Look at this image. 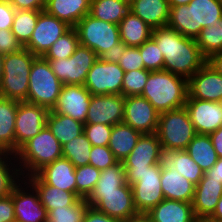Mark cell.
I'll list each match as a JSON object with an SVG mask.
<instances>
[{
  "mask_svg": "<svg viewBox=\"0 0 222 222\" xmlns=\"http://www.w3.org/2000/svg\"><path fill=\"white\" fill-rule=\"evenodd\" d=\"M151 38L164 57V70L170 73L188 80L207 62L196 39L184 37L167 25L153 29Z\"/></svg>",
  "mask_w": 222,
  "mask_h": 222,
  "instance_id": "6da1fadb",
  "label": "cell"
},
{
  "mask_svg": "<svg viewBox=\"0 0 222 222\" xmlns=\"http://www.w3.org/2000/svg\"><path fill=\"white\" fill-rule=\"evenodd\" d=\"M160 113L185 107L188 80L166 70L151 71L140 95Z\"/></svg>",
  "mask_w": 222,
  "mask_h": 222,
  "instance_id": "7a4b0ae2",
  "label": "cell"
},
{
  "mask_svg": "<svg viewBox=\"0 0 222 222\" xmlns=\"http://www.w3.org/2000/svg\"><path fill=\"white\" fill-rule=\"evenodd\" d=\"M222 17V4L218 0H192L188 5L170 7L167 26L184 37L196 39L203 28Z\"/></svg>",
  "mask_w": 222,
  "mask_h": 222,
  "instance_id": "3957f363",
  "label": "cell"
},
{
  "mask_svg": "<svg viewBox=\"0 0 222 222\" xmlns=\"http://www.w3.org/2000/svg\"><path fill=\"white\" fill-rule=\"evenodd\" d=\"M22 178L36 174L45 165L63 157L62 145L46 126L15 153Z\"/></svg>",
  "mask_w": 222,
  "mask_h": 222,
  "instance_id": "277c9868",
  "label": "cell"
},
{
  "mask_svg": "<svg viewBox=\"0 0 222 222\" xmlns=\"http://www.w3.org/2000/svg\"><path fill=\"white\" fill-rule=\"evenodd\" d=\"M37 57L25 47L4 56V71L0 82V96L20 102L28 96L30 69Z\"/></svg>",
  "mask_w": 222,
  "mask_h": 222,
  "instance_id": "5b68a950",
  "label": "cell"
},
{
  "mask_svg": "<svg viewBox=\"0 0 222 222\" xmlns=\"http://www.w3.org/2000/svg\"><path fill=\"white\" fill-rule=\"evenodd\" d=\"M156 134L162 150H185L196 135L185 107L159 114Z\"/></svg>",
  "mask_w": 222,
  "mask_h": 222,
  "instance_id": "8992f818",
  "label": "cell"
},
{
  "mask_svg": "<svg viewBox=\"0 0 222 222\" xmlns=\"http://www.w3.org/2000/svg\"><path fill=\"white\" fill-rule=\"evenodd\" d=\"M63 83L53 73L43 57H37L31 66L28 96L25 102L42 106L49 111L55 106Z\"/></svg>",
  "mask_w": 222,
  "mask_h": 222,
  "instance_id": "52a82bcc",
  "label": "cell"
},
{
  "mask_svg": "<svg viewBox=\"0 0 222 222\" xmlns=\"http://www.w3.org/2000/svg\"><path fill=\"white\" fill-rule=\"evenodd\" d=\"M160 180L161 164L150 166L144 173H126V182L132 188L133 202L138 213H148L165 199Z\"/></svg>",
  "mask_w": 222,
  "mask_h": 222,
  "instance_id": "ba28073f",
  "label": "cell"
},
{
  "mask_svg": "<svg viewBox=\"0 0 222 222\" xmlns=\"http://www.w3.org/2000/svg\"><path fill=\"white\" fill-rule=\"evenodd\" d=\"M74 28L79 44L93 50L98 57L121 42L117 24L96 19L90 14L84 16Z\"/></svg>",
  "mask_w": 222,
  "mask_h": 222,
  "instance_id": "9c48e42d",
  "label": "cell"
},
{
  "mask_svg": "<svg viewBox=\"0 0 222 222\" xmlns=\"http://www.w3.org/2000/svg\"><path fill=\"white\" fill-rule=\"evenodd\" d=\"M98 58L93 50L79 44L69 58L47 61L63 85H84L89 70Z\"/></svg>",
  "mask_w": 222,
  "mask_h": 222,
  "instance_id": "30bf717a",
  "label": "cell"
},
{
  "mask_svg": "<svg viewBox=\"0 0 222 222\" xmlns=\"http://www.w3.org/2000/svg\"><path fill=\"white\" fill-rule=\"evenodd\" d=\"M85 200L88 206L122 222L138 213L133 202L132 188L128 183L117 191L91 192Z\"/></svg>",
  "mask_w": 222,
  "mask_h": 222,
  "instance_id": "8fae6325",
  "label": "cell"
},
{
  "mask_svg": "<svg viewBox=\"0 0 222 222\" xmlns=\"http://www.w3.org/2000/svg\"><path fill=\"white\" fill-rule=\"evenodd\" d=\"M124 71L117 63L98 60L87 74L84 86L92 95H122Z\"/></svg>",
  "mask_w": 222,
  "mask_h": 222,
  "instance_id": "7c38bea8",
  "label": "cell"
},
{
  "mask_svg": "<svg viewBox=\"0 0 222 222\" xmlns=\"http://www.w3.org/2000/svg\"><path fill=\"white\" fill-rule=\"evenodd\" d=\"M14 204L15 222H47L48 212L41 204L36 189L22 178L10 194Z\"/></svg>",
  "mask_w": 222,
  "mask_h": 222,
  "instance_id": "4fadbf2b",
  "label": "cell"
},
{
  "mask_svg": "<svg viewBox=\"0 0 222 222\" xmlns=\"http://www.w3.org/2000/svg\"><path fill=\"white\" fill-rule=\"evenodd\" d=\"M49 110L45 107L27 103H18L15 118V153L29 139L46 127Z\"/></svg>",
  "mask_w": 222,
  "mask_h": 222,
  "instance_id": "5bb4252c",
  "label": "cell"
},
{
  "mask_svg": "<svg viewBox=\"0 0 222 222\" xmlns=\"http://www.w3.org/2000/svg\"><path fill=\"white\" fill-rule=\"evenodd\" d=\"M71 27L57 17L42 11L29 42L24 46L36 57H43L48 49Z\"/></svg>",
  "mask_w": 222,
  "mask_h": 222,
  "instance_id": "9a60e30c",
  "label": "cell"
},
{
  "mask_svg": "<svg viewBox=\"0 0 222 222\" xmlns=\"http://www.w3.org/2000/svg\"><path fill=\"white\" fill-rule=\"evenodd\" d=\"M163 150L156 133L142 134L132 152L122 161L126 173H144L162 164Z\"/></svg>",
  "mask_w": 222,
  "mask_h": 222,
  "instance_id": "2e32d148",
  "label": "cell"
},
{
  "mask_svg": "<svg viewBox=\"0 0 222 222\" xmlns=\"http://www.w3.org/2000/svg\"><path fill=\"white\" fill-rule=\"evenodd\" d=\"M159 112L142 96L125 97L123 123L130 125L142 134L156 133Z\"/></svg>",
  "mask_w": 222,
  "mask_h": 222,
  "instance_id": "e0dca14e",
  "label": "cell"
},
{
  "mask_svg": "<svg viewBox=\"0 0 222 222\" xmlns=\"http://www.w3.org/2000/svg\"><path fill=\"white\" fill-rule=\"evenodd\" d=\"M124 110L123 95H92L85 124L114 126L123 122Z\"/></svg>",
  "mask_w": 222,
  "mask_h": 222,
  "instance_id": "ac0fdd59",
  "label": "cell"
},
{
  "mask_svg": "<svg viewBox=\"0 0 222 222\" xmlns=\"http://www.w3.org/2000/svg\"><path fill=\"white\" fill-rule=\"evenodd\" d=\"M196 134L209 135L222 126L220 102L193 99L189 95L185 103Z\"/></svg>",
  "mask_w": 222,
  "mask_h": 222,
  "instance_id": "d6986e66",
  "label": "cell"
},
{
  "mask_svg": "<svg viewBox=\"0 0 222 222\" xmlns=\"http://www.w3.org/2000/svg\"><path fill=\"white\" fill-rule=\"evenodd\" d=\"M92 94L84 85H63L52 112L86 123Z\"/></svg>",
  "mask_w": 222,
  "mask_h": 222,
  "instance_id": "ffe728a7",
  "label": "cell"
},
{
  "mask_svg": "<svg viewBox=\"0 0 222 222\" xmlns=\"http://www.w3.org/2000/svg\"><path fill=\"white\" fill-rule=\"evenodd\" d=\"M188 95L211 102L222 100V76L206 62L188 79Z\"/></svg>",
  "mask_w": 222,
  "mask_h": 222,
  "instance_id": "44dd1931",
  "label": "cell"
},
{
  "mask_svg": "<svg viewBox=\"0 0 222 222\" xmlns=\"http://www.w3.org/2000/svg\"><path fill=\"white\" fill-rule=\"evenodd\" d=\"M161 188L165 199L192 203L196 185L168 165L161 164Z\"/></svg>",
  "mask_w": 222,
  "mask_h": 222,
  "instance_id": "7402d4cb",
  "label": "cell"
},
{
  "mask_svg": "<svg viewBox=\"0 0 222 222\" xmlns=\"http://www.w3.org/2000/svg\"><path fill=\"white\" fill-rule=\"evenodd\" d=\"M76 167L66 158L45 165L36 174L50 186L76 194Z\"/></svg>",
  "mask_w": 222,
  "mask_h": 222,
  "instance_id": "603a6c76",
  "label": "cell"
},
{
  "mask_svg": "<svg viewBox=\"0 0 222 222\" xmlns=\"http://www.w3.org/2000/svg\"><path fill=\"white\" fill-rule=\"evenodd\" d=\"M222 196V181L212 179L205 173L195 187L192 207L195 216L212 215Z\"/></svg>",
  "mask_w": 222,
  "mask_h": 222,
  "instance_id": "cb8c5ba5",
  "label": "cell"
},
{
  "mask_svg": "<svg viewBox=\"0 0 222 222\" xmlns=\"http://www.w3.org/2000/svg\"><path fill=\"white\" fill-rule=\"evenodd\" d=\"M37 191L41 204L49 212L74 205L80 198L73 192L47 185L37 174L25 178Z\"/></svg>",
  "mask_w": 222,
  "mask_h": 222,
  "instance_id": "d4e9b609",
  "label": "cell"
},
{
  "mask_svg": "<svg viewBox=\"0 0 222 222\" xmlns=\"http://www.w3.org/2000/svg\"><path fill=\"white\" fill-rule=\"evenodd\" d=\"M91 0H46L44 11L71 28L90 13Z\"/></svg>",
  "mask_w": 222,
  "mask_h": 222,
  "instance_id": "484cf974",
  "label": "cell"
},
{
  "mask_svg": "<svg viewBox=\"0 0 222 222\" xmlns=\"http://www.w3.org/2000/svg\"><path fill=\"white\" fill-rule=\"evenodd\" d=\"M153 222H194L192 203L164 199L147 213Z\"/></svg>",
  "mask_w": 222,
  "mask_h": 222,
  "instance_id": "4316f807",
  "label": "cell"
},
{
  "mask_svg": "<svg viewBox=\"0 0 222 222\" xmlns=\"http://www.w3.org/2000/svg\"><path fill=\"white\" fill-rule=\"evenodd\" d=\"M130 11L156 29L167 25L170 6L168 0H135Z\"/></svg>",
  "mask_w": 222,
  "mask_h": 222,
  "instance_id": "83f0119b",
  "label": "cell"
},
{
  "mask_svg": "<svg viewBox=\"0 0 222 222\" xmlns=\"http://www.w3.org/2000/svg\"><path fill=\"white\" fill-rule=\"evenodd\" d=\"M20 101L0 96V150L15 154V118Z\"/></svg>",
  "mask_w": 222,
  "mask_h": 222,
  "instance_id": "f1b7e54d",
  "label": "cell"
},
{
  "mask_svg": "<svg viewBox=\"0 0 222 222\" xmlns=\"http://www.w3.org/2000/svg\"><path fill=\"white\" fill-rule=\"evenodd\" d=\"M142 133L125 123L112 127L108 147L119 162H122L134 149Z\"/></svg>",
  "mask_w": 222,
  "mask_h": 222,
  "instance_id": "f546056e",
  "label": "cell"
},
{
  "mask_svg": "<svg viewBox=\"0 0 222 222\" xmlns=\"http://www.w3.org/2000/svg\"><path fill=\"white\" fill-rule=\"evenodd\" d=\"M120 40L126 46L138 47L149 40L152 28L131 11L118 24Z\"/></svg>",
  "mask_w": 222,
  "mask_h": 222,
  "instance_id": "4dcf8cb0",
  "label": "cell"
},
{
  "mask_svg": "<svg viewBox=\"0 0 222 222\" xmlns=\"http://www.w3.org/2000/svg\"><path fill=\"white\" fill-rule=\"evenodd\" d=\"M162 165L175 168L193 184L197 185L203 178L204 172L185 150H163Z\"/></svg>",
  "mask_w": 222,
  "mask_h": 222,
  "instance_id": "1f68e13d",
  "label": "cell"
},
{
  "mask_svg": "<svg viewBox=\"0 0 222 222\" xmlns=\"http://www.w3.org/2000/svg\"><path fill=\"white\" fill-rule=\"evenodd\" d=\"M46 126L54 137L59 140L61 145L84 132V124L82 122L52 111L48 113Z\"/></svg>",
  "mask_w": 222,
  "mask_h": 222,
  "instance_id": "d6a6232c",
  "label": "cell"
},
{
  "mask_svg": "<svg viewBox=\"0 0 222 222\" xmlns=\"http://www.w3.org/2000/svg\"><path fill=\"white\" fill-rule=\"evenodd\" d=\"M185 151L200 166L204 173L210 170L218 160L209 135L196 134Z\"/></svg>",
  "mask_w": 222,
  "mask_h": 222,
  "instance_id": "836d02e7",
  "label": "cell"
},
{
  "mask_svg": "<svg viewBox=\"0 0 222 222\" xmlns=\"http://www.w3.org/2000/svg\"><path fill=\"white\" fill-rule=\"evenodd\" d=\"M130 12V6L121 0H91L90 15L105 22L119 24Z\"/></svg>",
  "mask_w": 222,
  "mask_h": 222,
  "instance_id": "e575fe53",
  "label": "cell"
},
{
  "mask_svg": "<svg viewBox=\"0 0 222 222\" xmlns=\"http://www.w3.org/2000/svg\"><path fill=\"white\" fill-rule=\"evenodd\" d=\"M21 179L15 154L0 150V198L10 195Z\"/></svg>",
  "mask_w": 222,
  "mask_h": 222,
  "instance_id": "d590c367",
  "label": "cell"
},
{
  "mask_svg": "<svg viewBox=\"0 0 222 222\" xmlns=\"http://www.w3.org/2000/svg\"><path fill=\"white\" fill-rule=\"evenodd\" d=\"M196 42L206 59L214 53L222 51V17L209 27L203 28L196 38Z\"/></svg>",
  "mask_w": 222,
  "mask_h": 222,
  "instance_id": "8d00e7d4",
  "label": "cell"
},
{
  "mask_svg": "<svg viewBox=\"0 0 222 222\" xmlns=\"http://www.w3.org/2000/svg\"><path fill=\"white\" fill-rule=\"evenodd\" d=\"M91 148L92 144L83 132L62 145L63 158L68 159L76 168L88 165Z\"/></svg>",
  "mask_w": 222,
  "mask_h": 222,
  "instance_id": "74e56055",
  "label": "cell"
},
{
  "mask_svg": "<svg viewBox=\"0 0 222 222\" xmlns=\"http://www.w3.org/2000/svg\"><path fill=\"white\" fill-rule=\"evenodd\" d=\"M41 12L16 10L11 31L23 47L29 42Z\"/></svg>",
  "mask_w": 222,
  "mask_h": 222,
  "instance_id": "f35d334b",
  "label": "cell"
},
{
  "mask_svg": "<svg viewBox=\"0 0 222 222\" xmlns=\"http://www.w3.org/2000/svg\"><path fill=\"white\" fill-rule=\"evenodd\" d=\"M79 45L78 34L75 28H70L48 49L43 58L45 60L66 59L74 54Z\"/></svg>",
  "mask_w": 222,
  "mask_h": 222,
  "instance_id": "ab89813d",
  "label": "cell"
},
{
  "mask_svg": "<svg viewBox=\"0 0 222 222\" xmlns=\"http://www.w3.org/2000/svg\"><path fill=\"white\" fill-rule=\"evenodd\" d=\"M126 170L122 162L102 170L92 192H110L126 184Z\"/></svg>",
  "mask_w": 222,
  "mask_h": 222,
  "instance_id": "60d3db41",
  "label": "cell"
},
{
  "mask_svg": "<svg viewBox=\"0 0 222 222\" xmlns=\"http://www.w3.org/2000/svg\"><path fill=\"white\" fill-rule=\"evenodd\" d=\"M101 171L92 165L80 166L75 169L76 195L86 199L100 177Z\"/></svg>",
  "mask_w": 222,
  "mask_h": 222,
  "instance_id": "b9f144b4",
  "label": "cell"
},
{
  "mask_svg": "<svg viewBox=\"0 0 222 222\" xmlns=\"http://www.w3.org/2000/svg\"><path fill=\"white\" fill-rule=\"evenodd\" d=\"M88 204L80 198L74 205L48 212L47 222H82Z\"/></svg>",
  "mask_w": 222,
  "mask_h": 222,
  "instance_id": "7bdbcfd3",
  "label": "cell"
},
{
  "mask_svg": "<svg viewBox=\"0 0 222 222\" xmlns=\"http://www.w3.org/2000/svg\"><path fill=\"white\" fill-rule=\"evenodd\" d=\"M150 72L146 69L124 72L122 95L124 97L141 95Z\"/></svg>",
  "mask_w": 222,
  "mask_h": 222,
  "instance_id": "ee69618b",
  "label": "cell"
},
{
  "mask_svg": "<svg viewBox=\"0 0 222 222\" xmlns=\"http://www.w3.org/2000/svg\"><path fill=\"white\" fill-rule=\"evenodd\" d=\"M143 58L144 68L148 71L164 70V57L156 42L150 38L138 46Z\"/></svg>",
  "mask_w": 222,
  "mask_h": 222,
  "instance_id": "f6af8a7d",
  "label": "cell"
},
{
  "mask_svg": "<svg viewBox=\"0 0 222 222\" xmlns=\"http://www.w3.org/2000/svg\"><path fill=\"white\" fill-rule=\"evenodd\" d=\"M118 162L108 146H92L89 155V165L102 171Z\"/></svg>",
  "mask_w": 222,
  "mask_h": 222,
  "instance_id": "bcb514c9",
  "label": "cell"
},
{
  "mask_svg": "<svg viewBox=\"0 0 222 222\" xmlns=\"http://www.w3.org/2000/svg\"><path fill=\"white\" fill-rule=\"evenodd\" d=\"M112 127L105 124H84V133L92 146H108Z\"/></svg>",
  "mask_w": 222,
  "mask_h": 222,
  "instance_id": "7dc6e473",
  "label": "cell"
},
{
  "mask_svg": "<svg viewBox=\"0 0 222 222\" xmlns=\"http://www.w3.org/2000/svg\"><path fill=\"white\" fill-rule=\"evenodd\" d=\"M118 64L124 72L145 69L139 48L133 46H127L120 57Z\"/></svg>",
  "mask_w": 222,
  "mask_h": 222,
  "instance_id": "c3c4849f",
  "label": "cell"
},
{
  "mask_svg": "<svg viewBox=\"0 0 222 222\" xmlns=\"http://www.w3.org/2000/svg\"><path fill=\"white\" fill-rule=\"evenodd\" d=\"M24 47L16 39L11 29H0V53L3 55L18 52Z\"/></svg>",
  "mask_w": 222,
  "mask_h": 222,
  "instance_id": "681fc988",
  "label": "cell"
},
{
  "mask_svg": "<svg viewBox=\"0 0 222 222\" xmlns=\"http://www.w3.org/2000/svg\"><path fill=\"white\" fill-rule=\"evenodd\" d=\"M16 10L8 0H0V29H11Z\"/></svg>",
  "mask_w": 222,
  "mask_h": 222,
  "instance_id": "f907efd6",
  "label": "cell"
},
{
  "mask_svg": "<svg viewBox=\"0 0 222 222\" xmlns=\"http://www.w3.org/2000/svg\"><path fill=\"white\" fill-rule=\"evenodd\" d=\"M0 222H15V211L12 196L0 198Z\"/></svg>",
  "mask_w": 222,
  "mask_h": 222,
  "instance_id": "816d5d0a",
  "label": "cell"
},
{
  "mask_svg": "<svg viewBox=\"0 0 222 222\" xmlns=\"http://www.w3.org/2000/svg\"><path fill=\"white\" fill-rule=\"evenodd\" d=\"M15 10L44 11L46 0H8Z\"/></svg>",
  "mask_w": 222,
  "mask_h": 222,
  "instance_id": "f5cc1de1",
  "label": "cell"
},
{
  "mask_svg": "<svg viewBox=\"0 0 222 222\" xmlns=\"http://www.w3.org/2000/svg\"><path fill=\"white\" fill-rule=\"evenodd\" d=\"M82 222H122L110 217L94 207L87 206Z\"/></svg>",
  "mask_w": 222,
  "mask_h": 222,
  "instance_id": "db71d44e",
  "label": "cell"
},
{
  "mask_svg": "<svg viewBox=\"0 0 222 222\" xmlns=\"http://www.w3.org/2000/svg\"><path fill=\"white\" fill-rule=\"evenodd\" d=\"M126 48L127 46L123 42H120L116 45H113V47H111L110 50H107L104 53H102L99 56V59L102 61L118 64L120 57L122 56Z\"/></svg>",
  "mask_w": 222,
  "mask_h": 222,
  "instance_id": "11a10c76",
  "label": "cell"
},
{
  "mask_svg": "<svg viewBox=\"0 0 222 222\" xmlns=\"http://www.w3.org/2000/svg\"><path fill=\"white\" fill-rule=\"evenodd\" d=\"M209 137L212 141L218 158H222V126L218 130L209 134Z\"/></svg>",
  "mask_w": 222,
  "mask_h": 222,
  "instance_id": "9f6ffc18",
  "label": "cell"
},
{
  "mask_svg": "<svg viewBox=\"0 0 222 222\" xmlns=\"http://www.w3.org/2000/svg\"><path fill=\"white\" fill-rule=\"evenodd\" d=\"M207 62L210 64V66L216 70L221 76H222V51L214 53L211 55Z\"/></svg>",
  "mask_w": 222,
  "mask_h": 222,
  "instance_id": "6f0895ef",
  "label": "cell"
},
{
  "mask_svg": "<svg viewBox=\"0 0 222 222\" xmlns=\"http://www.w3.org/2000/svg\"><path fill=\"white\" fill-rule=\"evenodd\" d=\"M205 174L212 179L222 181V158H218L214 166Z\"/></svg>",
  "mask_w": 222,
  "mask_h": 222,
  "instance_id": "680465c9",
  "label": "cell"
},
{
  "mask_svg": "<svg viewBox=\"0 0 222 222\" xmlns=\"http://www.w3.org/2000/svg\"><path fill=\"white\" fill-rule=\"evenodd\" d=\"M123 222H153L147 213H137Z\"/></svg>",
  "mask_w": 222,
  "mask_h": 222,
  "instance_id": "91938a15",
  "label": "cell"
},
{
  "mask_svg": "<svg viewBox=\"0 0 222 222\" xmlns=\"http://www.w3.org/2000/svg\"><path fill=\"white\" fill-rule=\"evenodd\" d=\"M194 222H222V220L209 216H195Z\"/></svg>",
  "mask_w": 222,
  "mask_h": 222,
  "instance_id": "94428289",
  "label": "cell"
},
{
  "mask_svg": "<svg viewBox=\"0 0 222 222\" xmlns=\"http://www.w3.org/2000/svg\"><path fill=\"white\" fill-rule=\"evenodd\" d=\"M211 216L214 217V218L222 220V196L219 199V201L217 203V206H216V209H215V211L213 212V214Z\"/></svg>",
  "mask_w": 222,
  "mask_h": 222,
  "instance_id": "6125c7cd",
  "label": "cell"
},
{
  "mask_svg": "<svg viewBox=\"0 0 222 222\" xmlns=\"http://www.w3.org/2000/svg\"><path fill=\"white\" fill-rule=\"evenodd\" d=\"M192 0H168L170 7H175L178 5H188Z\"/></svg>",
  "mask_w": 222,
  "mask_h": 222,
  "instance_id": "be15d7a7",
  "label": "cell"
},
{
  "mask_svg": "<svg viewBox=\"0 0 222 222\" xmlns=\"http://www.w3.org/2000/svg\"><path fill=\"white\" fill-rule=\"evenodd\" d=\"M4 56L3 54L0 53V82L3 77V71H4Z\"/></svg>",
  "mask_w": 222,
  "mask_h": 222,
  "instance_id": "e7e4bbea",
  "label": "cell"
},
{
  "mask_svg": "<svg viewBox=\"0 0 222 222\" xmlns=\"http://www.w3.org/2000/svg\"><path fill=\"white\" fill-rule=\"evenodd\" d=\"M121 1L131 6L135 0H121Z\"/></svg>",
  "mask_w": 222,
  "mask_h": 222,
  "instance_id": "03108f58",
  "label": "cell"
}]
</instances>
